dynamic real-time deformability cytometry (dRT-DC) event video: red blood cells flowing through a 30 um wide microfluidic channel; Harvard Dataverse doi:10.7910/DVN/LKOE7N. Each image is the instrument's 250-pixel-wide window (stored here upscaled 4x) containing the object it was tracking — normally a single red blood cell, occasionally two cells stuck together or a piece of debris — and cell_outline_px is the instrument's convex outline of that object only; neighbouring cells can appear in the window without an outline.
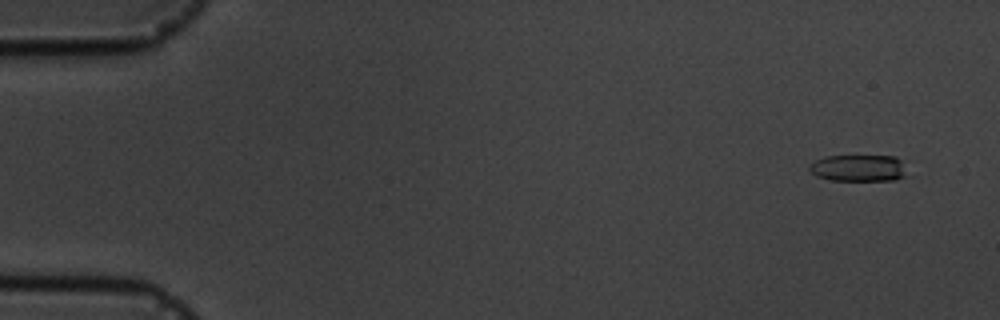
{"species": "common noctule bat (a hibernating species)", "species_latin": "Nyctalus noctula", "temperature_condition": "cold", "stored_images_in_passage": 5, "camera_frame_rate_fps": 3000, "um_per_image_px": 0.085, "animal": {"sex": "male", "body_mass_g": 19.5, "forearm_length_mm": 54.6}, "frame": {"image": 1, "passage_image": 1, "time_ms": 0.0, "image_size_px": [1000, 320], "cell_outline_px": [[908, 176], [896, 180], [832, 180], [816, 176], [808, 168], [808, 164], [824, 156], [896, 156], [900, 160]], "centroid_in_image_um": [72.97, 14.28], "position_along_channel_um": 12.0, "area_um2": 15.26}}
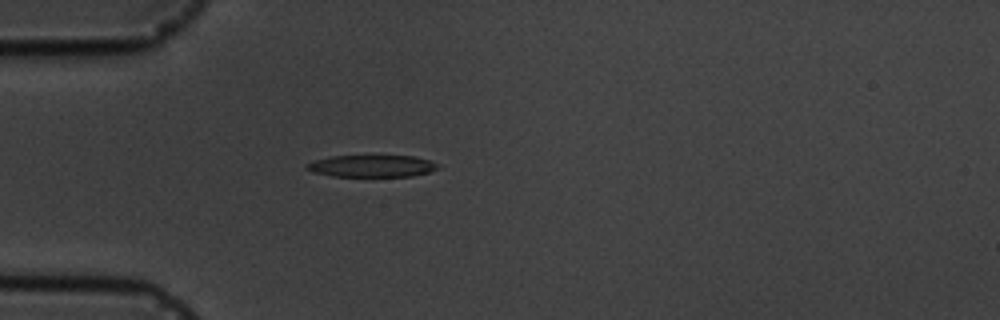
{"frame": {"image": 2, "passage_image": 5, "time_ms": 4.333, "image_size_px": [1000, 320], "cell_outline_px": [[440, 168], [428, 172], [412, 176], [332, 176], [312, 172], [304, 168], [304, 164], [316, 160], [332, 156], [412, 156], [432, 160], [440, 164]], "centroid_in_image_um": [31.62, 14.11], "position_along_channel_um": 53.4, "area_um2": 16.88}}